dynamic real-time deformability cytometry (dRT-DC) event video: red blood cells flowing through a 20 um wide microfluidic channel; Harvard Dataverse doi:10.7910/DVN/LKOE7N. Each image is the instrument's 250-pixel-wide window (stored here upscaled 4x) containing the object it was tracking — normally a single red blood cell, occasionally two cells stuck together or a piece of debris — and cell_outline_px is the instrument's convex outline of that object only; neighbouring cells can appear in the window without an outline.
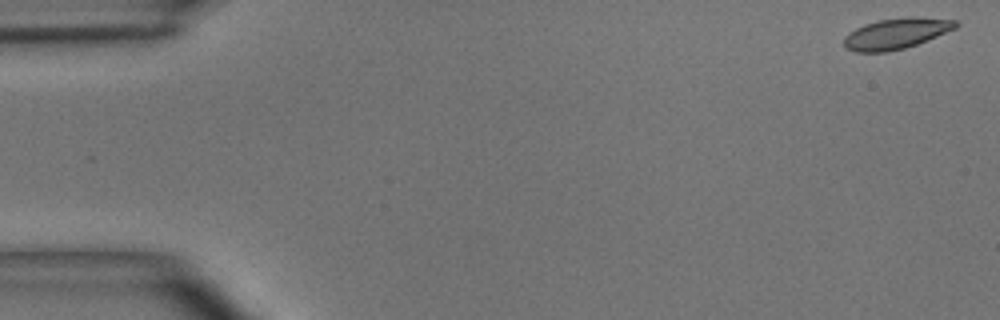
{"species": "common noctule bat (a hibernating species)", "species_latin": "Nyctalus noctula", "temperature_condition": "room temperature", "stored_images_in_passage": 49, "camera_frame_rate_fps": 3000, "um_per_image_px": 0.085, "animal": {"sex": "male", "body_mass_g": 15.6}, "frame": {"image": 1, "passage_image": 1, "time_ms": 0.0, "image_size_px": [1000, 320], "cell_outline_px": [[960, 24], [956, 28], [916, 44], [904, 48], [888, 52], [856, 52], [844, 48], [844, 36], [856, 28], [864, 24], [880, 20], [912, 16], [916, 16], [956, 20]], "centroid_in_image_um": [76.17, 2.85], "position_along_channel_um": 8.8, "area_um2": 20.0}}
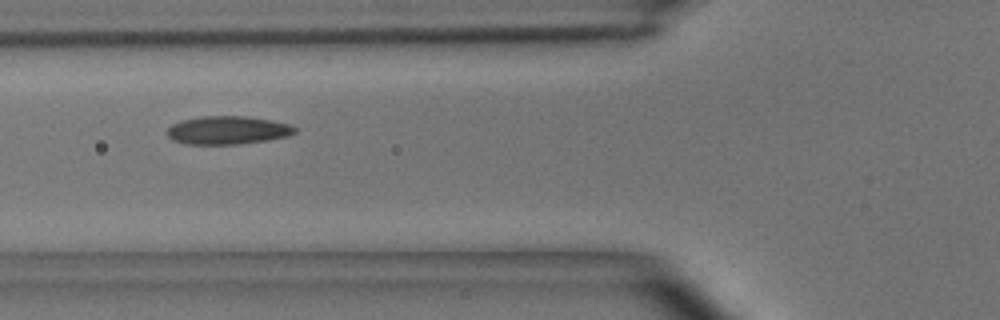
{"frame": {"image": 2, "passage_image": 18, "time_ms": 5.667, "image_size_px": [1000, 320], "cell_outline_px": [[296, 132], [288, 136], [268, 140], [240, 144], [188, 144], [172, 140], [168, 136], [168, 128], [172, 124], [180, 120], [204, 116], [244, 116], [292, 124], [296, 128]], "centroid_in_image_um": [19.36, 11.07], "position_along_channel_um": 106.4, "area_um2": 20.98}}
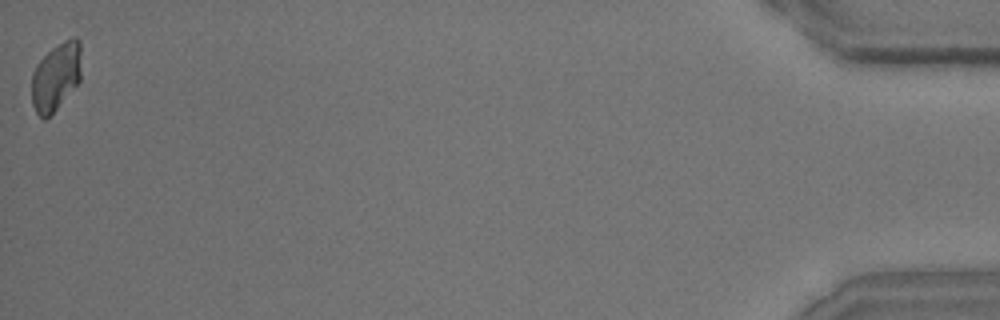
{"frame": {"image": 3, "passage_image": 49, "time_ms": 16.0, "image_size_px": [1000, 320], "cell_outline_px": [[80, 80], [56, 108], [44, 120], [36, 112], [32, 104], [32, 72], [36, 64], [52, 48], [64, 40], [72, 36], [76, 36], [80, 40]], "centroid_in_image_um": [4.75, 6.47], "position_along_channel_um": 430.5, "area_um2": 19.42}, "authors_computed_cell_mechanics": {"area_um2": 20.2878, "velocity_mm_per_s": 4.0347, "shape_relaxation_time_tau1_ms": 2.5202, "shape_relaxation_time_tau2_ms": 1.8641, "deformation_change_tau1": 0.1255, "deformation_change_tau2": 0.0767}}